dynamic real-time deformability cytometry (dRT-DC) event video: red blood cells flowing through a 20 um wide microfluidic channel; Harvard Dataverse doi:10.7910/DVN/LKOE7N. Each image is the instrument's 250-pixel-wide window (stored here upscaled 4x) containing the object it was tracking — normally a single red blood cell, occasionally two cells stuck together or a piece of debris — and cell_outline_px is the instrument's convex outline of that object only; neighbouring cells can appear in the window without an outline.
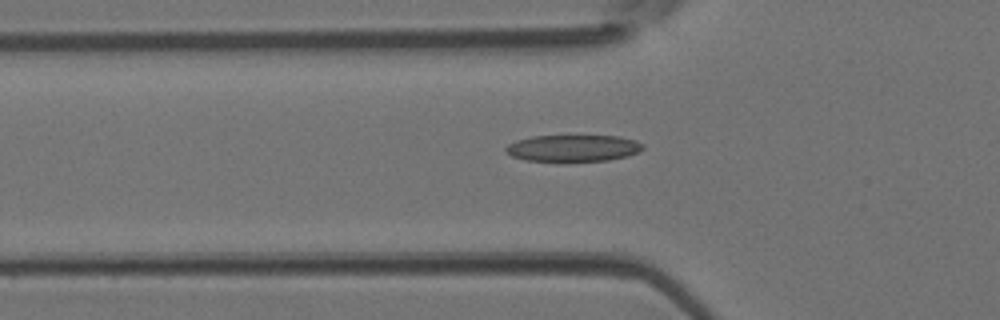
{"species": "Egyptian fruit bat (a non-hibernating species)", "species_latin": "Rousettus aegyptiacus", "temperature_condition": "room temperature", "stored_images_in_passage": 28, "camera_frame_rate_fps": 3000, "um_per_image_px": 0.085, "animal": {"sex": "female"}, "frame": {"image": 1, "passage_image": 3, "time_ms": 0.667, "image_size_px": [1000, 320], "cell_outline_px": [[644, 148], [628, 156], [608, 160], [528, 160], [512, 156], [504, 148], [508, 144], [516, 140], [532, 136], [620, 136], [636, 140], [644, 144]], "centroid_in_image_um": [48.75, 12.57], "position_along_channel_um": 77.1, "area_um2": 20.92}}
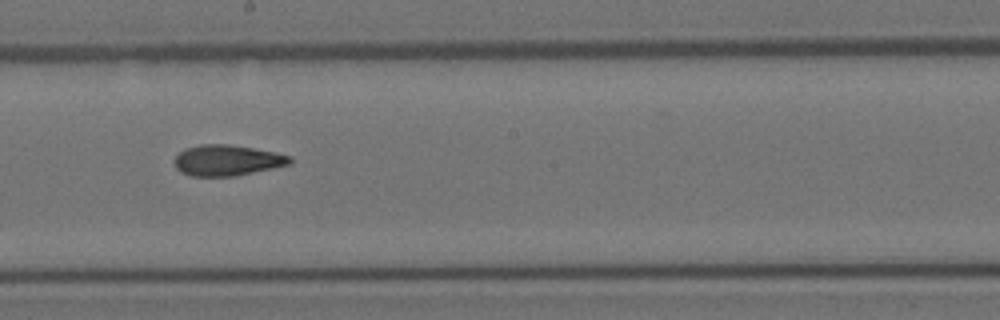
{"frame": {"image": 2, "passage_image": 13, "time_ms": 4.0, "image_size_px": [1000, 320], "cell_outline_px": [[292, 160], [288, 164], [272, 168], [232, 176], [192, 176], [180, 172], [176, 168], [172, 160], [184, 148], [200, 144], [228, 144], [276, 152], [292, 156]], "centroid_in_image_um": [19.25, 13.62], "position_along_channel_um": 228.9, "area_um2": 20.69}}
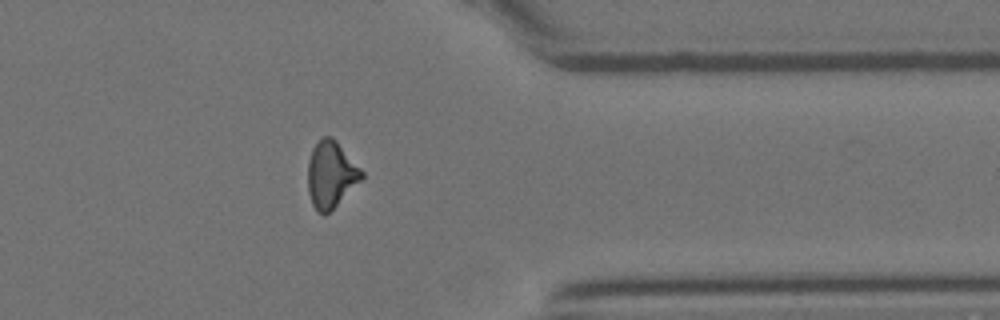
{"frame": {"image": 3, "passage_image": 24, "time_ms": 7.667, "image_size_px": [1000, 320], "cell_outline_px": [[364, 176], [324, 216], [316, 212], [312, 204], [308, 192], [308, 160], [312, 148], [324, 136], [332, 136], [336, 140], [364, 172]], "centroid_in_image_um": [28.1, 14.82], "position_along_channel_um": 383.3, "area_um2": 20.58}}